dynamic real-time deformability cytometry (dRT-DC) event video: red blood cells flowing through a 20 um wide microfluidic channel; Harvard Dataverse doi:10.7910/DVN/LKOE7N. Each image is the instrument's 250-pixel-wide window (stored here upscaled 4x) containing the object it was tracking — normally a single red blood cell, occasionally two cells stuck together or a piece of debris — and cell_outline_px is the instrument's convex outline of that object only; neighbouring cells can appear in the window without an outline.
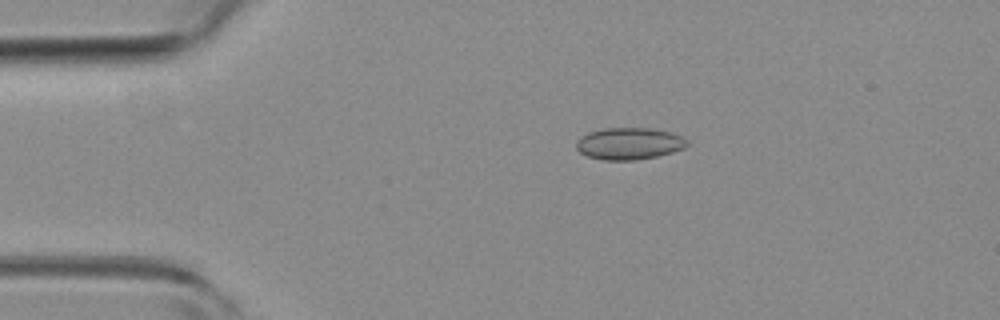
{"species": "common noctule bat (a hibernating species)", "species_latin": "Nyctalus noctula", "temperature_condition": "room temperature", "stored_images_in_passage": 4, "camera_frame_rate_fps": 3000, "um_per_image_px": 0.085, "animal": {"sex": "female", "body_mass_g": 19.3, "forearm_length_mm": 54.1}, "frame": {"image": 1, "passage_image": 2, "time_ms": 0.333, "image_size_px": [1000, 320], "cell_outline_px": [[688, 144], [684, 148], [672, 152], [656, 156], [636, 160], [604, 160], [588, 156], [580, 152], [576, 148], [576, 144], [580, 136], [588, 132], [604, 128], [648, 128], [672, 132], [684, 136], [688, 140]], "centroid_in_image_um": [53.49, 12.19], "position_along_channel_um": 31.5, "area_um2": 20.69}}
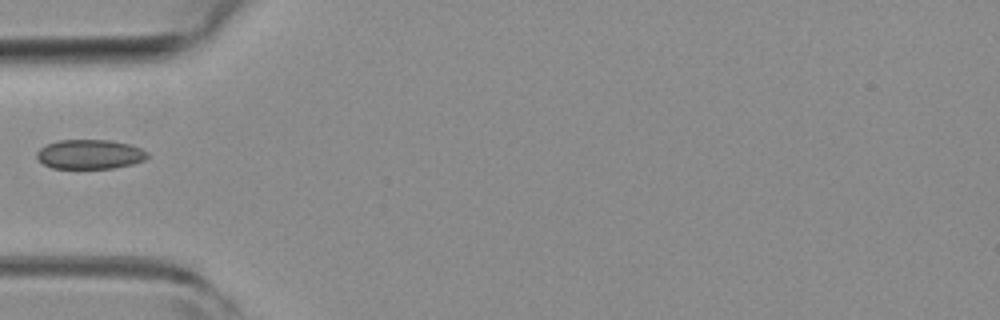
{"frame": {"image": 2, "passage_image": 4, "time_ms": 1.0, "image_size_px": [1000, 320], "cell_outline_px": [[148, 156], [144, 160], [132, 164], [112, 168], [52, 168], [44, 164], [36, 156], [36, 152], [40, 148], [48, 144], [60, 140], [108, 140], [128, 144], [140, 148], [148, 152]], "centroid_in_image_um": [7.63, 13.11], "position_along_channel_um": 77.4, "area_um2": 18.79}}